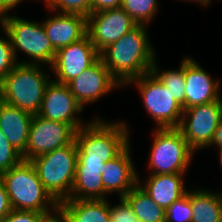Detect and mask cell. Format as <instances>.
<instances>
[{"label": "cell", "mask_w": 222, "mask_h": 222, "mask_svg": "<svg viewBox=\"0 0 222 222\" xmlns=\"http://www.w3.org/2000/svg\"><path fill=\"white\" fill-rule=\"evenodd\" d=\"M0 24L8 31L16 60L20 51L31 59L18 63L37 65L45 63L51 67L56 50L52 47L42 22H33L17 15L7 14L0 18Z\"/></svg>", "instance_id": "obj_6"}, {"label": "cell", "mask_w": 222, "mask_h": 222, "mask_svg": "<svg viewBox=\"0 0 222 222\" xmlns=\"http://www.w3.org/2000/svg\"><path fill=\"white\" fill-rule=\"evenodd\" d=\"M45 222H66V221L58 211L54 215H51Z\"/></svg>", "instance_id": "obj_37"}, {"label": "cell", "mask_w": 222, "mask_h": 222, "mask_svg": "<svg viewBox=\"0 0 222 222\" xmlns=\"http://www.w3.org/2000/svg\"><path fill=\"white\" fill-rule=\"evenodd\" d=\"M12 211L4 182L0 175V222Z\"/></svg>", "instance_id": "obj_32"}, {"label": "cell", "mask_w": 222, "mask_h": 222, "mask_svg": "<svg viewBox=\"0 0 222 222\" xmlns=\"http://www.w3.org/2000/svg\"><path fill=\"white\" fill-rule=\"evenodd\" d=\"M192 208L190 205V190L176 200L167 210L165 222H191L192 221Z\"/></svg>", "instance_id": "obj_27"}, {"label": "cell", "mask_w": 222, "mask_h": 222, "mask_svg": "<svg viewBox=\"0 0 222 222\" xmlns=\"http://www.w3.org/2000/svg\"><path fill=\"white\" fill-rule=\"evenodd\" d=\"M194 190H190L191 222H222V193Z\"/></svg>", "instance_id": "obj_21"}, {"label": "cell", "mask_w": 222, "mask_h": 222, "mask_svg": "<svg viewBox=\"0 0 222 222\" xmlns=\"http://www.w3.org/2000/svg\"><path fill=\"white\" fill-rule=\"evenodd\" d=\"M123 0H91V13L119 8Z\"/></svg>", "instance_id": "obj_33"}, {"label": "cell", "mask_w": 222, "mask_h": 222, "mask_svg": "<svg viewBox=\"0 0 222 222\" xmlns=\"http://www.w3.org/2000/svg\"><path fill=\"white\" fill-rule=\"evenodd\" d=\"M58 211L66 222H111L108 199H65Z\"/></svg>", "instance_id": "obj_20"}, {"label": "cell", "mask_w": 222, "mask_h": 222, "mask_svg": "<svg viewBox=\"0 0 222 222\" xmlns=\"http://www.w3.org/2000/svg\"><path fill=\"white\" fill-rule=\"evenodd\" d=\"M183 1H190V2H197V3H199L200 5H202L203 7H207L209 4H210V2L212 1V0H183Z\"/></svg>", "instance_id": "obj_38"}, {"label": "cell", "mask_w": 222, "mask_h": 222, "mask_svg": "<svg viewBox=\"0 0 222 222\" xmlns=\"http://www.w3.org/2000/svg\"><path fill=\"white\" fill-rule=\"evenodd\" d=\"M184 175L185 173L150 174L142 185L138 173V185L166 211L176 200L187 193Z\"/></svg>", "instance_id": "obj_18"}, {"label": "cell", "mask_w": 222, "mask_h": 222, "mask_svg": "<svg viewBox=\"0 0 222 222\" xmlns=\"http://www.w3.org/2000/svg\"><path fill=\"white\" fill-rule=\"evenodd\" d=\"M14 210L57 213L59 203L44 188L30 161L23 160L0 174Z\"/></svg>", "instance_id": "obj_2"}, {"label": "cell", "mask_w": 222, "mask_h": 222, "mask_svg": "<svg viewBox=\"0 0 222 222\" xmlns=\"http://www.w3.org/2000/svg\"><path fill=\"white\" fill-rule=\"evenodd\" d=\"M55 213H39L36 211L14 210L1 222H45L51 215Z\"/></svg>", "instance_id": "obj_31"}, {"label": "cell", "mask_w": 222, "mask_h": 222, "mask_svg": "<svg viewBox=\"0 0 222 222\" xmlns=\"http://www.w3.org/2000/svg\"><path fill=\"white\" fill-rule=\"evenodd\" d=\"M158 5V0H123L121 8L137 25L148 27L158 12Z\"/></svg>", "instance_id": "obj_25"}, {"label": "cell", "mask_w": 222, "mask_h": 222, "mask_svg": "<svg viewBox=\"0 0 222 222\" xmlns=\"http://www.w3.org/2000/svg\"><path fill=\"white\" fill-rule=\"evenodd\" d=\"M32 116L0 100V130L22 155L27 148Z\"/></svg>", "instance_id": "obj_19"}, {"label": "cell", "mask_w": 222, "mask_h": 222, "mask_svg": "<svg viewBox=\"0 0 222 222\" xmlns=\"http://www.w3.org/2000/svg\"><path fill=\"white\" fill-rule=\"evenodd\" d=\"M2 31L6 38L0 36V82L13 70L18 64L14 55L11 41L7 29L1 24Z\"/></svg>", "instance_id": "obj_28"}, {"label": "cell", "mask_w": 222, "mask_h": 222, "mask_svg": "<svg viewBox=\"0 0 222 222\" xmlns=\"http://www.w3.org/2000/svg\"><path fill=\"white\" fill-rule=\"evenodd\" d=\"M100 59V52L91 42L89 35L56 51L50 67L55 82L68 84L84 70Z\"/></svg>", "instance_id": "obj_11"}, {"label": "cell", "mask_w": 222, "mask_h": 222, "mask_svg": "<svg viewBox=\"0 0 222 222\" xmlns=\"http://www.w3.org/2000/svg\"><path fill=\"white\" fill-rule=\"evenodd\" d=\"M41 22L56 51L84 38L88 31L87 17L80 14H53Z\"/></svg>", "instance_id": "obj_17"}, {"label": "cell", "mask_w": 222, "mask_h": 222, "mask_svg": "<svg viewBox=\"0 0 222 222\" xmlns=\"http://www.w3.org/2000/svg\"><path fill=\"white\" fill-rule=\"evenodd\" d=\"M219 159H220V164L222 166V154L219 156Z\"/></svg>", "instance_id": "obj_39"}, {"label": "cell", "mask_w": 222, "mask_h": 222, "mask_svg": "<svg viewBox=\"0 0 222 222\" xmlns=\"http://www.w3.org/2000/svg\"><path fill=\"white\" fill-rule=\"evenodd\" d=\"M83 110V107L70 92L67 84L51 80L45 89L41 108L37 115L47 120L71 124L78 130L86 125L78 117V114L82 113Z\"/></svg>", "instance_id": "obj_13"}, {"label": "cell", "mask_w": 222, "mask_h": 222, "mask_svg": "<svg viewBox=\"0 0 222 222\" xmlns=\"http://www.w3.org/2000/svg\"><path fill=\"white\" fill-rule=\"evenodd\" d=\"M78 163L86 169L101 170L102 168H105L104 160L78 159Z\"/></svg>", "instance_id": "obj_34"}, {"label": "cell", "mask_w": 222, "mask_h": 222, "mask_svg": "<svg viewBox=\"0 0 222 222\" xmlns=\"http://www.w3.org/2000/svg\"><path fill=\"white\" fill-rule=\"evenodd\" d=\"M23 161L19 153L0 130V174Z\"/></svg>", "instance_id": "obj_29"}, {"label": "cell", "mask_w": 222, "mask_h": 222, "mask_svg": "<svg viewBox=\"0 0 222 222\" xmlns=\"http://www.w3.org/2000/svg\"><path fill=\"white\" fill-rule=\"evenodd\" d=\"M130 144L114 159L105 162L101 171L104 190L125 197L137 184L138 172L132 162Z\"/></svg>", "instance_id": "obj_16"}, {"label": "cell", "mask_w": 222, "mask_h": 222, "mask_svg": "<svg viewBox=\"0 0 222 222\" xmlns=\"http://www.w3.org/2000/svg\"><path fill=\"white\" fill-rule=\"evenodd\" d=\"M130 84H136L142 104L157 128H178L183 107L173 99V95L152 72L143 74L127 85Z\"/></svg>", "instance_id": "obj_8"}, {"label": "cell", "mask_w": 222, "mask_h": 222, "mask_svg": "<svg viewBox=\"0 0 222 222\" xmlns=\"http://www.w3.org/2000/svg\"><path fill=\"white\" fill-rule=\"evenodd\" d=\"M136 26L121 7L94 12L87 17V34L99 52Z\"/></svg>", "instance_id": "obj_12"}, {"label": "cell", "mask_w": 222, "mask_h": 222, "mask_svg": "<svg viewBox=\"0 0 222 222\" xmlns=\"http://www.w3.org/2000/svg\"><path fill=\"white\" fill-rule=\"evenodd\" d=\"M30 162L44 188L58 203L70 197L78 162L75 141Z\"/></svg>", "instance_id": "obj_5"}, {"label": "cell", "mask_w": 222, "mask_h": 222, "mask_svg": "<svg viewBox=\"0 0 222 222\" xmlns=\"http://www.w3.org/2000/svg\"><path fill=\"white\" fill-rule=\"evenodd\" d=\"M148 161L150 174L186 173L194 157L178 128H156Z\"/></svg>", "instance_id": "obj_7"}, {"label": "cell", "mask_w": 222, "mask_h": 222, "mask_svg": "<svg viewBox=\"0 0 222 222\" xmlns=\"http://www.w3.org/2000/svg\"><path fill=\"white\" fill-rule=\"evenodd\" d=\"M148 35L146 25H137L100 52V59L121 86L151 72L156 56Z\"/></svg>", "instance_id": "obj_1"}, {"label": "cell", "mask_w": 222, "mask_h": 222, "mask_svg": "<svg viewBox=\"0 0 222 222\" xmlns=\"http://www.w3.org/2000/svg\"><path fill=\"white\" fill-rule=\"evenodd\" d=\"M67 85L83 109L85 105L96 102L101 97L115 90V88H122L112 77L111 72L101 59L80 73Z\"/></svg>", "instance_id": "obj_14"}, {"label": "cell", "mask_w": 222, "mask_h": 222, "mask_svg": "<svg viewBox=\"0 0 222 222\" xmlns=\"http://www.w3.org/2000/svg\"><path fill=\"white\" fill-rule=\"evenodd\" d=\"M100 170L86 169L78 162L72 191L68 199L94 200L107 199Z\"/></svg>", "instance_id": "obj_22"}, {"label": "cell", "mask_w": 222, "mask_h": 222, "mask_svg": "<svg viewBox=\"0 0 222 222\" xmlns=\"http://www.w3.org/2000/svg\"><path fill=\"white\" fill-rule=\"evenodd\" d=\"M41 65L18 63L0 82V100L32 115L38 114L52 79Z\"/></svg>", "instance_id": "obj_4"}, {"label": "cell", "mask_w": 222, "mask_h": 222, "mask_svg": "<svg viewBox=\"0 0 222 222\" xmlns=\"http://www.w3.org/2000/svg\"><path fill=\"white\" fill-rule=\"evenodd\" d=\"M119 201L114 206L109 203L111 222H139L128 201L124 197H120Z\"/></svg>", "instance_id": "obj_30"}, {"label": "cell", "mask_w": 222, "mask_h": 222, "mask_svg": "<svg viewBox=\"0 0 222 222\" xmlns=\"http://www.w3.org/2000/svg\"><path fill=\"white\" fill-rule=\"evenodd\" d=\"M139 222H165L166 211L137 184L125 197Z\"/></svg>", "instance_id": "obj_23"}, {"label": "cell", "mask_w": 222, "mask_h": 222, "mask_svg": "<svg viewBox=\"0 0 222 222\" xmlns=\"http://www.w3.org/2000/svg\"><path fill=\"white\" fill-rule=\"evenodd\" d=\"M52 12L80 14L88 17L91 14V0H42ZM58 9V10H56ZM60 10V11H59Z\"/></svg>", "instance_id": "obj_26"}, {"label": "cell", "mask_w": 222, "mask_h": 222, "mask_svg": "<svg viewBox=\"0 0 222 222\" xmlns=\"http://www.w3.org/2000/svg\"><path fill=\"white\" fill-rule=\"evenodd\" d=\"M216 146L219 149V156L222 154V119L215 131L214 138L209 147Z\"/></svg>", "instance_id": "obj_36"}, {"label": "cell", "mask_w": 222, "mask_h": 222, "mask_svg": "<svg viewBox=\"0 0 222 222\" xmlns=\"http://www.w3.org/2000/svg\"><path fill=\"white\" fill-rule=\"evenodd\" d=\"M157 60H154L151 72L162 82L166 90L173 95L175 99L185 109V78H184V58L181 61L178 70H159Z\"/></svg>", "instance_id": "obj_24"}, {"label": "cell", "mask_w": 222, "mask_h": 222, "mask_svg": "<svg viewBox=\"0 0 222 222\" xmlns=\"http://www.w3.org/2000/svg\"><path fill=\"white\" fill-rule=\"evenodd\" d=\"M222 119V99L183 110L178 129L195 152L210 146Z\"/></svg>", "instance_id": "obj_9"}, {"label": "cell", "mask_w": 222, "mask_h": 222, "mask_svg": "<svg viewBox=\"0 0 222 222\" xmlns=\"http://www.w3.org/2000/svg\"><path fill=\"white\" fill-rule=\"evenodd\" d=\"M76 131L71 124L47 120L37 114L33 115L27 148L22 155L23 160L30 161L74 142Z\"/></svg>", "instance_id": "obj_10"}, {"label": "cell", "mask_w": 222, "mask_h": 222, "mask_svg": "<svg viewBox=\"0 0 222 222\" xmlns=\"http://www.w3.org/2000/svg\"><path fill=\"white\" fill-rule=\"evenodd\" d=\"M130 132L123 121L106 122L93 118L76 131L75 144L78 159L108 162L117 157L129 144Z\"/></svg>", "instance_id": "obj_3"}, {"label": "cell", "mask_w": 222, "mask_h": 222, "mask_svg": "<svg viewBox=\"0 0 222 222\" xmlns=\"http://www.w3.org/2000/svg\"><path fill=\"white\" fill-rule=\"evenodd\" d=\"M185 109L222 99L220 79L211 75L191 57L184 58Z\"/></svg>", "instance_id": "obj_15"}, {"label": "cell", "mask_w": 222, "mask_h": 222, "mask_svg": "<svg viewBox=\"0 0 222 222\" xmlns=\"http://www.w3.org/2000/svg\"><path fill=\"white\" fill-rule=\"evenodd\" d=\"M23 0H0V18L7 15L9 11L13 10Z\"/></svg>", "instance_id": "obj_35"}]
</instances>
